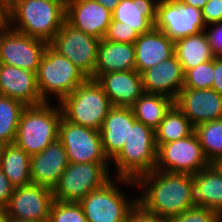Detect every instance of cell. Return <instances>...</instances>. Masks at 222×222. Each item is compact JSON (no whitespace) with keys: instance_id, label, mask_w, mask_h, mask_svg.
<instances>
[{"instance_id":"cell-1","label":"cell","mask_w":222,"mask_h":222,"mask_svg":"<svg viewBox=\"0 0 222 222\" xmlns=\"http://www.w3.org/2000/svg\"><path fill=\"white\" fill-rule=\"evenodd\" d=\"M192 179L191 174L162 172L154 169L135 181L136 188L141 189L138 203L146 211L169 220L193 207Z\"/></svg>"},{"instance_id":"cell-2","label":"cell","mask_w":222,"mask_h":222,"mask_svg":"<svg viewBox=\"0 0 222 222\" xmlns=\"http://www.w3.org/2000/svg\"><path fill=\"white\" fill-rule=\"evenodd\" d=\"M5 15L13 30L49 44L65 22L66 0H7Z\"/></svg>"},{"instance_id":"cell-3","label":"cell","mask_w":222,"mask_h":222,"mask_svg":"<svg viewBox=\"0 0 222 222\" xmlns=\"http://www.w3.org/2000/svg\"><path fill=\"white\" fill-rule=\"evenodd\" d=\"M52 104L26 106L21 114L14 143L30 156L58 139L62 111L59 104Z\"/></svg>"},{"instance_id":"cell-4","label":"cell","mask_w":222,"mask_h":222,"mask_svg":"<svg viewBox=\"0 0 222 222\" xmlns=\"http://www.w3.org/2000/svg\"><path fill=\"white\" fill-rule=\"evenodd\" d=\"M58 104L64 119L98 131L113 107L102 86L91 78H87Z\"/></svg>"},{"instance_id":"cell-5","label":"cell","mask_w":222,"mask_h":222,"mask_svg":"<svg viewBox=\"0 0 222 222\" xmlns=\"http://www.w3.org/2000/svg\"><path fill=\"white\" fill-rule=\"evenodd\" d=\"M115 163V178L136 181L140 176L152 172L157 162L155 131L140 121L130 126V135L122 150L112 160Z\"/></svg>"},{"instance_id":"cell-6","label":"cell","mask_w":222,"mask_h":222,"mask_svg":"<svg viewBox=\"0 0 222 222\" xmlns=\"http://www.w3.org/2000/svg\"><path fill=\"white\" fill-rule=\"evenodd\" d=\"M115 179V181H114ZM124 187H137L136 182L126 178H112L103 187L90 192L79 204L88 222H126L129 212L138 203V196L127 197L120 190ZM118 184V185H117Z\"/></svg>"},{"instance_id":"cell-7","label":"cell","mask_w":222,"mask_h":222,"mask_svg":"<svg viewBox=\"0 0 222 222\" xmlns=\"http://www.w3.org/2000/svg\"><path fill=\"white\" fill-rule=\"evenodd\" d=\"M37 85L44 102H51L53 95L59 103L70 95L87 77L66 57L49 44L36 72Z\"/></svg>"},{"instance_id":"cell-8","label":"cell","mask_w":222,"mask_h":222,"mask_svg":"<svg viewBox=\"0 0 222 222\" xmlns=\"http://www.w3.org/2000/svg\"><path fill=\"white\" fill-rule=\"evenodd\" d=\"M110 166L109 162L69 163L52 191L54 200L79 203L113 178Z\"/></svg>"},{"instance_id":"cell-9","label":"cell","mask_w":222,"mask_h":222,"mask_svg":"<svg viewBox=\"0 0 222 222\" xmlns=\"http://www.w3.org/2000/svg\"><path fill=\"white\" fill-rule=\"evenodd\" d=\"M100 40L65 21L49 45L68 58L87 78L94 79Z\"/></svg>"},{"instance_id":"cell-10","label":"cell","mask_w":222,"mask_h":222,"mask_svg":"<svg viewBox=\"0 0 222 222\" xmlns=\"http://www.w3.org/2000/svg\"><path fill=\"white\" fill-rule=\"evenodd\" d=\"M209 165L195 132L157 148L155 169L162 172L194 175Z\"/></svg>"},{"instance_id":"cell-11","label":"cell","mask_w":222,"mask_h":222,"mask_svg":"<svg viewBox=\"0 0 222 222\" xmlns=\"http://www.w3.org/2000/svg\"><path fill=\"white\" fill-rule=\"evenodd\" d=\"M48 43L5 24L0 29V64L37 72Z\"/></svg>"},{"instance_id":"cell-12","label":"cell","mask_w":222,"mask_h":222,"mask_svg":"<svg viewBox=\"0 0 222 222\" xmlns=\"http://www.w3.org/2000/svg\"><path fill=\"white\" fill-rule=\"evenodd\" d=\"M58 139L66 149L69 163L110 162L106 157L100 131L73 124L63 117Z\"/></svg>"},{"instance_id":"cell-13","label":"cell","mask_w":222,"mask_h":222,"mask_svg":"<svg viewBox=\"0 0 222 222\" xmlns=\"http://www.w3.org/2000/svg\"><path fill=\"white\" fill-rule=\"evenodd\" d=\"M173 41L205 31L201 10L178 0H159L154 26Z\"/></svg>"},{"instance_id":"cell-14","label":"cell","mask_w":222,"mask_h":222,"mask_svg":"<svg viewBox=\"0 0 222 222\" xmlns=\"http://www.w3.org/2000/svg\"><path fill=\"white\" fill-rule=\"evenodd\" d=\"M53 201L52 190L29 184L14 189L6 210L10 219L48 222Z\"/></svg>"},{"instance_id":"cell-15","label":"cell","mask_w":222,"mask_h":222,"mask_svg":"<svg viewBox=\"0 0 222 222\" xmlns=\"http://www.w3.org/2000/svg\"><path fill=\"white\" fill-rule=\"evenodd\" d=\"M174 104L194 127L204 122L222 119V95L212 88H182Z\"/></svg>"},{"instance_id":"cell-16","label":"cell","mask_w":222,"mask_h":222,"mask_svg":"<svg viewBox=\"0 0 222 222\" xmlns=\"http://www.w3.org/2000/svg\"><path fill=\"white\" fill-rule=\"evenodd\" d=\"M112 20V12L96 0H66L65 21L74 28L103 39Z\"/></svg>"},{"instance_id":"cell-17","label":"cell","mask_w":222,"mask_h":222,"mask_svg":"<svg viewBox=\"0 0 222 222\" xmlns=\"http://www.w3.org/2000/svg\"><path fill=\"white\" fill-rule=\"evenodd\" d=\"M68 165L66 149L62 142L57 139L42 152L31 156L30 178L32 184L53 191Z\"/></svg>"},{"instance_id":"cell-18","label":"cell","mask_w":222,"mask_h":222,"mask_svg":"<svg viewBox=\"0 0 222 222\" xmlns=\"http://www.w3.org/2000/svg\"><path fill=\"white\" fill-rule=\"evenodd\" d=\"M141 75L145 93L164 95L174 101L184 86V72L175 54Z\"/></svg>"},{"instance_id":"cell-19","label":"cell","mask_w":222,"mask_h":222,"mask_svg":"<svg viewBox=\"0 0 222 222\" xmlns=\"http://www.w3.org/2000/svg\"><path fill=\"white\" fill-rule=\"evenodd\" d=\"M0 95L20 101L25 106L44 103L37 85L36 73L0 64Z\"/></svg>"},{"instance_id":"cell-20","label":"cell","mask_w":222,"mask_h":222,"mask_svg":"<svg viewBox=\"0 0 222 222\" xmlns=\"http://www.w3.org/2000/svg\"><path fill=\"white\" fill-rule=\"evenodd\" d=\"M96 81L112 106L131 107L144 93L142 75L136 70L104 73Z\"/></svg>"},{"instance_id":"cell-21","label":"cell","mask_w":222,"mask_h":222,"mask_svg":"<svg viewBox=\"0 0 222 222\" xmlns=\"http://www.w3.org/2000/svg\"><path fill=\"white\" fill-rule=\"evenodd\" d=\"M136 121L131 107L113 106L100 129L103 151L110 161L119 154Z\"/></svg>"},{"instance_id":"cell-22","label":"cell","mask_w":222,"mask_h":222,"mask_svg":"<svg viewBox=\"0 0 222 222\" xmlns=\"http://www.w3.org/2000/svg\"><path fill=\"white\" fill-rule=\"evenodd\" d=\"M134 46L136 71L140 74L174 55V41L155 27L139 35Z\"/></svg>"},{"instance_id":"cell-23","label":"cell","mask_w":222,"mask_h":222,"mask_svg":"<svg viewBox=\"0 0 222 222\" xmlns=\"http://www.w3.org/2000/svg\"><path fill=\"white\" fill-rule=\"evenodd\" d=\"M191 202L192 206L205 207L222 216V172L214 164L193 175Z\"/></svg>"},{"instance_id":"cell-24","label":"cell","mask_w":222,"mask_h":222,"mask_svg":"<svg viewBox=\"0 0 222 222\" xmlns=\"http://www.w3.org/2000/svg\"><path fill=\"white\" fill-rule=\"evenodd\" d=\"M129 70H136L134 44L101 39L94 69V80L104 73Z\"/></svg>"},{"instance_id":"cell-25","label":"cell","mask_w":222,"mask_h":222,"mask_svg":"<svg viewBox=\"0 0 222 222\" xmlns=\"http://www.w3.org/2000/svg\"><path fill=\"white\" fill-rule=\"evenodd\" d=\"M159 0H121L112 11V20L131 26L140 35L149 32L157 20Z\"/></svg>"},{"instance_id":"cell-26","label":"cell","mask_w":222,"mask_h":222,"mask_svg":"<svg viewBox=\"0 0 222 222\" xmlns=\"http://www.w3.org/2000/svg\"><path fill=\"white\" fill-rule=\"evenodd\" d=\"M174 54L181 63L184 74L200 63L216 57L205 31L175 40Z\"/></svg>"},{"instance_id":"cell-27","label":"cell","mask_w":222,"mask_h":222,"mask_svg":"<svg viewBox=\"0 0 222 222\" xmlns=\"http://www.w3.org/2000/svg\"><path fill=\"white\" fill-rule=\"evenodd\" d=\"M30 164L31 156L15 143L0 146V167L15 188L32 184Z\"/></svg>"},{"instance_id":"cell-28","label":"cell","mask_w":222,"mask_h":222,"mask_svg":"<svg viewBox=\"0 0 222 222\" xmlns=\"http://www.w3.org/2000/svg\"><path fill=\"white\" fill-rule=\"evenodd\" d=\"M173 104L169 97L144 92L131 108L137 121L155 131Z\"/></svg>"},{"instance_id":"cell-29","label":"cell","mask_w":222,"mask_h":222,"mask_svg":"<svg viewBox=\"0 0 222 222\" xmlns=\"http://www.w3.org/2000/svg\"><path fill=\"white\" fill-rule=\"evenodd\" d=\"M193 132L194 126L190 120L173 104L155 130V143L158 148L161 144L186 138Z\"/></svg>"},{"instance_id":"cell-30","label":"cell","mask_w":222,"mask_h":222,"mask_svg":"<svg viewBox=\"0 0 222 222\" xmlns=\"http://www.w3.org/2000/svg\"><path fill=\"white\" fill-rule=\"evenodd\" d=\"M25 107L20 101L0 95V146L14 143L20 117Z\"/></svg>"},{"instance_id":"cell-31","label":"cell","mask_w":222,"mask_h":222,"mask_svg":"<svg viewBox=\"0 0 222 222\" xmlns=\"http://www.w3.org/2000/svg\"><path fill=\"white\" fill-rule=\"evenodd\" d=\"M194 132L210 164L222 157V119L201 123Z\"/></svg>"},{"instance_id":"cell-32","label":"cell","mask_w":222,"mask_h":222,"mask_svg":"<svg viewBox=\"0 0 222 222\" xmlns=\"http://www.w3.org/2000/svg\"><path fill=\"white\" fill-rule=\"evenodd\" d=\"M214 78V59L200 63L184 74L183 88L209 89Z\"/></svg>"},{"instance_id":"cell-33","label":"cell","mask_w":222,"mask_h":222,"mask_svg":"<svg viewBox=\"0 0 222 222\" xmlns=\"http://www.w3.org/2000/svg\"><path fill=\"white\" fill-rule=\"evenodd\" d=\"M48 222H88L79 203L54 200Z\"/></svg>"},{"instance_id":"cell-34","label":"cell","mask_w":222,"mask_h":222,"mask_svg":"<svg viewBox=\"0 0 222 222\" xmlns=\"http://www.w3.org/2000/svg\"><path fill=\"white\" fill-rule=\"evenodd\" d=\"M168 222H222V216L214 210L193 206L170 218Z\"/></svg>"},{"instance_id":"cell-35","label":"cell","mask_w":222,"mask_h":222,"mask_svg":"<svg viewBox=\"0 0 222 222\" xmlns=\"http://www.w3.org/2000/svg\"><path fill=\"white\" fill-rule=\"evenodd\" d=\"M139 35L140 34L136 32L131 26L115 20H111V23L108 26L107 32L103 39L112 42L134 44V42L139 38Z\"/></svg>"},{"instance_id":"cell-36","label":"cell","mask_w":222,"mask_h":222,"mask_svg":"<svg viewBox=\"0 0 222 222\" xmlns=\"http://www.w3.org/2000/svg\"><path fill=\"white\" fill-rule=\"evenodd\" d=\"M201 13L206 26L222 22V0H208Z\"/></svg>"},{"instance_id":"cell-37","label":"cell","mask_w":222,"mask_h":222,"mask_svg":"<svg viewBox=\"0 0 222 222\" xmlns=\"http://www.w3.org/2000/svg\"><path fill=\"white\" fill-rule=\"evenodd\" d=\"M210 25L206 26L205 32L210 42L213 54L215 56H221L222 55V22L213 23Z\"/></svg>"},{"instance_id":"cell-38","label":"cell","mask_w":222,"mask_h":222,"mask_svg":"<svg viewBox=\"0 0 222 222\" xmlns=\"http://www.w3.org/2000/svg\"><path fill=\"white\" fill-rule=\"evenodd\" d=\"M126 222H168V220L146 211L139 203H137L129 212Z\"/></svg>"},{"instance_id":"cell-39","label":"cell","mask_w":222,"mask_h":222,"mask_svg":"<svg viewBox=\"0 0 222 222\" xmlns=\"http://www.w3.org/2000/svg\"><path fill=\"white\" fill-rule=\"evenodd\" d=\"M14 189L0 167V207L6 208L9 205Z\"/></svg>"},{"instance_id":"cell-40","label":"cell","mask_w":222,"mask_h":222,"mask_svg":"<svg viewBox=\"0 0 222 222\" xmlns=\"http://www.w3.org/2000/svg\"><path fill=\"white\" fill-rule=\"evenodd\" d=\"M212 89L222 95V57L216 56L214 58V78L212 82Z\"/></svg>"},{"instance_id":"cell-41","label":"cell","mask_w":222,"mask_h":222,"mask_svg":"<svg viewBox=\"0 0 222 222\" xmlns=\"http://www.w3.org/2000/svg\"><path fill=\"white\" fill-rule=\"evenodd\" d=\"M181 4L193 6L198 9H202L208 0H178Z\"/></svg>"},{"instance_id":"cell-42","label":"cell","mask_w":222,"mask_h":222,"mask_svg":"<svg viewBox=\"0 0 222 222\" xmlns=\"http://www.w3.org/2000/svg\"><path fill=\"white\" fill-rule=\"evenodd\" d=\"M96 1L112 12L121 0H96Z\"/></svg>"},{"instance_id":"cell-43","label":"cell","mask_w":222,"mask_h":222,"mask_svg":"<svg viewBox=\"0 0 222 222\" xmlns=\"http://www.w3.org/2000/svg\"><path fill=\"white\" fill-rule=\"evenodd\" d=\"M6 24L5 1L0 0V29Z\"/></svg>"},{"instance_id":"cell-44","label":"cell","mask_w":222,"mask_h":222,"mask_svg":"<svg viewBox=\"0 0 222 222\" xmlns=\"http://www.w3.org/2000/svg\"><path fill=\"white\" fill-rule=\"evenodd\" d=\"M9 220L6 208L0 207V222H9Z\"/></svg>"},{"instance_id":"cell-45","label":"cell","mask_w":222,"mask_h":222,"mask_svg":"<svg viewBox=\"0 0 222 222\" xmlns=\"http://www.w3.org/2000/svg\"><path fill=\"white\" fill-rule=\"evenodd\" d=\"M222 172V157H220L215 163H213Z\"/></svg>"},{"instance_id":"cell-46","label":"cell","mask_w":222,"mask_h":222,"mask_svg":"<svg viewBox=\"0 0 222 222\" xmlns=\"http://www.w3.org/2000/svg\"><path fill=\"white\" fill-rule=\"evenodd\" d=\"M9 222H37V221H26V220H15V219H10Z\"/></svg>"}]
</instances>
